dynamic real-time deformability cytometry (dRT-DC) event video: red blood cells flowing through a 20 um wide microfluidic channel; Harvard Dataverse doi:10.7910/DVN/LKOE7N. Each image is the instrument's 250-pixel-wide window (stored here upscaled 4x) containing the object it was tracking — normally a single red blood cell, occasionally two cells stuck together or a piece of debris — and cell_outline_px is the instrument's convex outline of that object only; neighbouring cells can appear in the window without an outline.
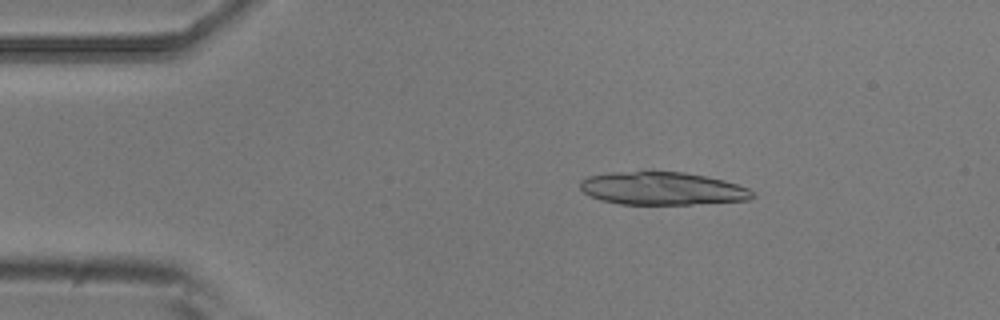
{"species": "common noctule bat (a hibernating species)", "species_latin": "Nyctalus noctula", "temperature_condition": "room temperature", "stored_images_in_passage": 3, "camera_frame_rate_fps": 3000, "um_per_image_px": 0.085, "animal": {"sex": "male", "body_mass_g": 20.5, "forearm_length_mm": 52.5}, "frame": {"image": 1, "passage_image": 2, "time_ms": 0.333, "image_size_px": [1000, 320], "cell_outline_px": [[756, 196], [748, 200], [692, 204], [620, 204], [600, 200], [584, 192], [580, 188], [580, 180], [588, 176], [612, 172], [684, 172], [724, 180], [748, 188], [756, 192]], "centroid_in_image_um": [56.31, 16.03], "position_along_channel_um": 28.7, "area_um2": 32.95}}